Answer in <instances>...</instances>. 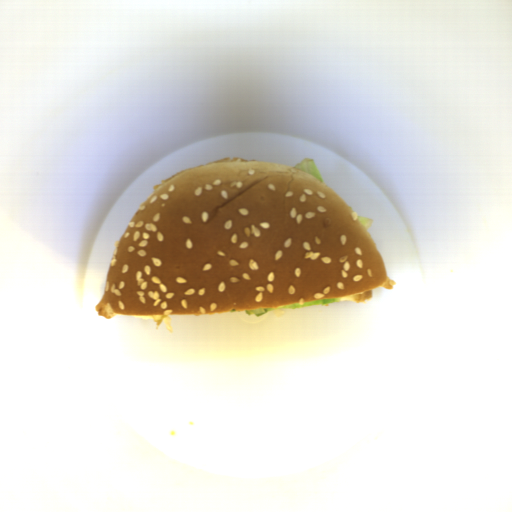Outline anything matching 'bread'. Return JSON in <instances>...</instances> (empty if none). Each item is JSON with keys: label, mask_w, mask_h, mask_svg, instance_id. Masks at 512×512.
Listing matches in <instances>:
<instances>
[{"label": "bread", "mask_w": 512, "mask_h": 512, "mask_svg": "<svg viewBox=\"0 0 512 512\" xmlns=\"http://www.w3.org/2000/svg\"><path fill=\"white\" fill-rule=\"evenodd\" d=\"M153 189L116 242L100 317L365 303L396 285L357 212L294 166L228 157Z\"/></svg>", "instance_id": "8d2b1439"}]
</instances>
